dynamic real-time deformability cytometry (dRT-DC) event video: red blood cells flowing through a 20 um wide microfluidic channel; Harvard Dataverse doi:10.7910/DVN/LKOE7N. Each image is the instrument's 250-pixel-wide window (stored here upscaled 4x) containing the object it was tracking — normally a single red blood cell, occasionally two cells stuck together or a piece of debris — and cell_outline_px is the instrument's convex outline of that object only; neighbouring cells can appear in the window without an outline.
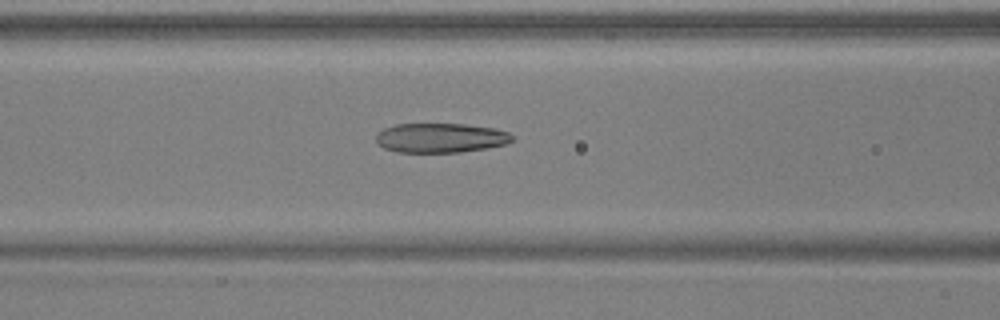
{"species": "common noctule bat (a hibernating species)", "species_latin": "Nyctalus noctula", "temperature_condition": "warm", "stored_images_in_passage": 46, "camera_frame_rate_fps": 3000, "um_per_image_px": 0.085, "animal": {"sex": "male", "body_mass_g": 17.9, "forearm_length_mm": 54.2}, "frame": {"image": 1, "passage_image": 16, "time_ms": 5.0, "image_size_px": [1000, 320], "cell_outline_px": [[512, 140], [508, 144], [488, 148], [460, 152], [396, 152], [384, 148], [376, 144], [376, 136], [384, 128], [396, 124], [464, 124], [492, 128], [508, 132], [512, 136]], "centroid_in_image_um": [37.44, 11.73], "position_along_channel_um": 129.2, "area_um2": 23.41}}
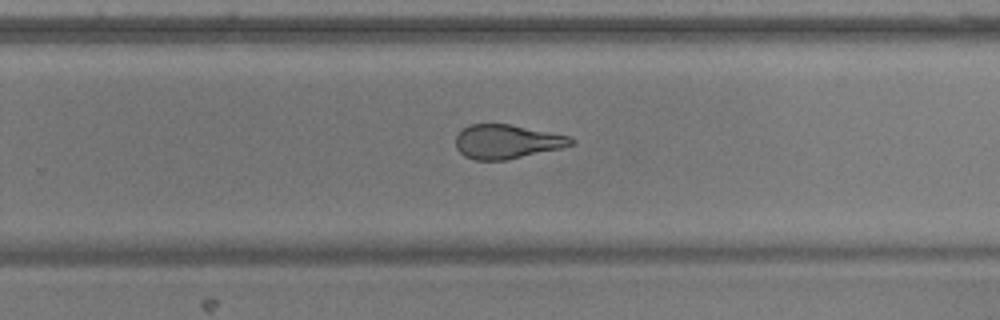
{"frame": {"image": 2, "passage_image": 28, "time_ms": 9.0, "image_size_px": [1000, 320], "cell_outline_px": [[576, 140], [572, 144], [560, 148], [508, 160], [476, 160], [464, 156], [456, 148], [456, 136], [468, 124], [508, 124], [568, 136]], "centroid_in_image_um": [43.05, 12.05], "position_along_channel_um": 286.8, "area_um2": 22.66}}
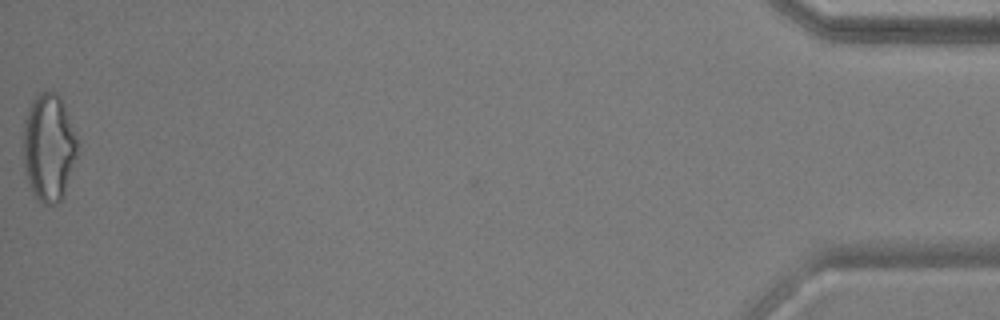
{"frame": {"image": 3, "passage_image": 46, "time_ms": 15.0, "image_size_px": [1000, 320], "cell_outline_px": [[76, 156], [64, 196], [56, 204], [44, 204], [36, 196], [24, 172], [24, 120], [28, 108], [32, 100], [40, 92], [56, 92], [60, 96], [76, 136]], "centroid_in_image_um": [4.13, 12.52], "position_along_channel_um": 431.1, "area_um2": 33.41}, "authors_computed_cell_mechanics": {"area_um2": 25.1719, "velocity_mm_per_s": 3.9533, "shape_relaxation_time_tau1_ms": null, "shape_relaxation_time_tau2_ms": 2.0267, "deformation_change_tau1": null, "deformation_change_tau2": 0.1139}}